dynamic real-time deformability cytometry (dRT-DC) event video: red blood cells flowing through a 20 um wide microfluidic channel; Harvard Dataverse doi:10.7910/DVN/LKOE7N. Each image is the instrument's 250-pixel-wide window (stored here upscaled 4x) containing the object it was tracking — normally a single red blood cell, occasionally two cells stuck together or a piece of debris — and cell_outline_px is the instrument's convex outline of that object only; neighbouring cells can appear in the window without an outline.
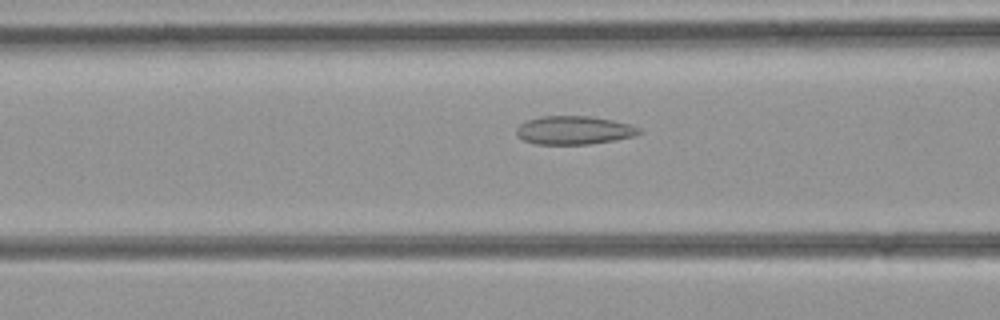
{"species": "common noctule bat (a hibernating species)", "species_latin": "Nyctalus noctula", "temperature_condition": "room temperature", "stored_images_in_passage": 36, "camera_frame_rate_fps": 3000, "um_per_image_px": 0.085, "animal": {"sex": "female", "body_mass_g": 21.9}, "frame": {"image": 1, "passage_image": 8, "time_ms": 2.333, "image_size_px": [1000, 320], "cell_outline_px": [[644, 132], [636, 136], [616, 140], [588, 144], [536, 144], [524, 140], [516, 136], [516, 128], [520, 124], [528, 120], [540, 116], [592, 116], [612, 120], [628, 124], [640, 128]], "centroid_in_image_um": [48.81, 11.07], "position_along_channel_um": 117.8, "area_um2": 20.46}}
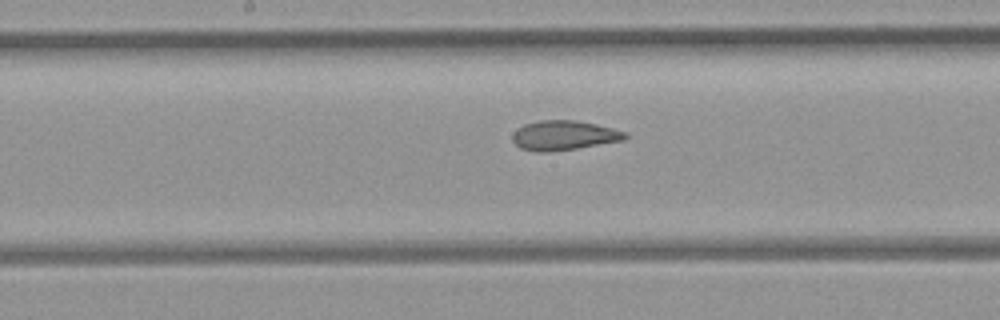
{"frame": {"image": 2, "passage_image": 14, "time_ms": 4.333, "image_size_px": [1000, 320], "cell_outline_px": [[628, 136], [624, 140], [576, 148], [548, 152], [536, 152], [520, 148], [512, 140], [512, 132], [516, 128], [524, 124], [540, 120], [572, 120], [596, 124], [628, 132]], "centroid_in_image_um": [47.9, 11.5], "position_along_channel_um": 200.3, "area_um2": 19.48}}
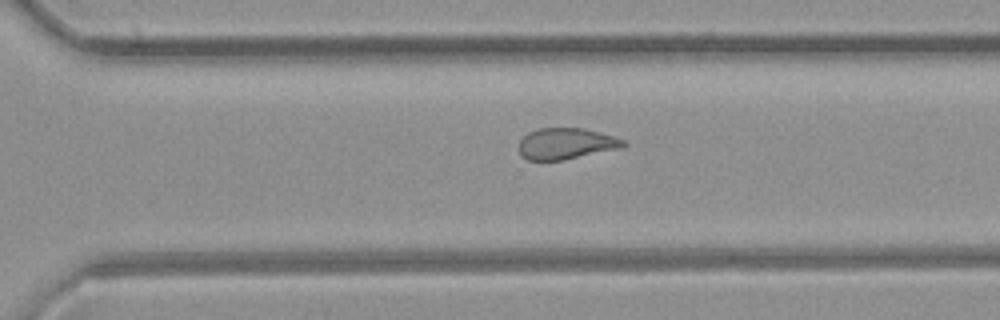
{"frame": {"image": 3, "passage_image": 23, "time_ms": 7.333, "image_size_px": [1000, 320], "cell_outline_px": [[628, 144], [620, 148], [564, 160], [528, 160], [520, 156], [520, 140], [528, 132], [536, 128], [584, 128], [600, 132], [624, 140]], "centroid_in_image_um": [48.1, 12.21], "position_along_channel_um": 322.5, "area_um2": 19.02}}